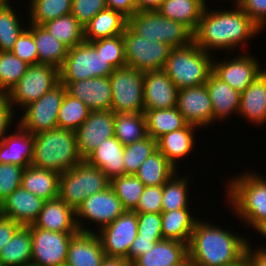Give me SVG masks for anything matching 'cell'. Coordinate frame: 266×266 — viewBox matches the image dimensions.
<instances>
[{
	"label": "cell",
	"instance_id": "cell-1",
	"mask_svg": "<svg viewBox=\"0 0 266 266\" xmlns=\"http://www.w3.org/2000/svg\"><path fill=\"white\" fill-rule=\"evenodd\" d=\"M234 9L209 10L206 5L196 31L193 42L205 52L234 51L262 33L249 16L234 1ZM235 48V49H234Z\"/></svg>",
	"mask_w": 266,
	"mask_h": 266
},
{
	"label": "cell",
	"instance_id": "cell-2",
	"mask_svg": "<svg viewBox=\"0 0 266 266\" xmlns=\"http://www.w3.org/2000/svg\"><path fill=\"white\" fill-rule=\"evenodd\" d=\"M233 232L198 218L188 244L193 266H226L244 256L250 240Z\"/></svg>",
	"mask_w": 266,
	"mask_h": 266
},
{
	"label": "cell",
	"instance_id": "cell-3",
	"mask_svg": "<svg viewBox=\"0 0 266 266\" xmlns=\"http://www.w3.org/2000/svg\"><path fill=\"white\" fill-rule=\"evenodd\" d=\"M247 172L227 179L226 199L235 217L254 230L266 220V178L254 171Z\"/></svg>",
	"mask_w": 266,
	"mask_h": 266
},
{
	"label": "cell",
	"instance_id": "cell-4",
	"mask_svg": "<svg viewBox=\"0 0 266 266\" xmlns=\"http://www.w3.org/2000/svg\"><path fill=\"white\" fill-rule=\"evenodd\" d=\"M82 161L74 131L55 128L34 134L32 166L61 175Z\"/></svg>",
	"mask_w": 266,
	"mask_h": 266
},
{
	"label": "cell",
	"instance_id": "cell-5",
	"mask_svg": "<svg viewBox=\"0 0 266 266\" xmlns=\"http://www.w3.org/2000/svg\"><path fill=\"white\" fill-rule=\"evenodd\" d=\"M213 55L194 42L172 48L163 70L178 89L200 86L213 72Z\"/></svg>",
	"mask_w": 266,
	"mask_h": 266
},
{
	"label": "cell",
	"instance_id": "cell-6",
	"mask_svg": "<svg viewBox=\"0 0 266 266\" xmlns=\"http://www.w3.org/2000/svg\"><path fill=\"white\" fill-rule=\"evenodd\" d=\"M127 26L138 36L168 44L172 48L193 43V32L184 24L162 16L158 11H139L127 19Z\"/></svg>",
	"mask_w": 266,
	"mask_h": 266
},
{
	"label": "cell",
	"instance_id": "cell-7",
	"mask_svg": "<svg viewBox=\"0 0 266 266\" xmlns=\"http://www.w3.org/2000/svg\"><path fill=\"white\" fill-rule=\"evenodd\" d=\"M110 186V179L98 167L83 160L60 175L58 197L75 211L82 202Z\"/></svg>",
	"mask_w": 266,
	"mask_h": 266
},
{
	"label": "cell",
	"instance_id": "cell-8",
	"mask_svg": "<svg viewBox=\"0 0 266 266\" xmlns=\"http://www.w3.org/2000/svg\"><path fill=\"white\" fill-rule=\"evenodd\" d=\"M115 69L89 42L68 49L63 66L59 69L60 82L86 80L109 76Z\"/></svg>",
	"mask_w": 266,
	"mask_h": 266
},
{
	"label": "cell",
	"instance_id": "cell-9",
	"mask_svg": "<svg viewBox=\"0 0 266 266\" xmlns=\"http://www.w3.org/2000/svg\"><path fill=\"white\" fill-rule=\"evenodd\" d=\"M109 79L114 113L144 112V72L125 66L115 69Z\"/></svg>",
	"mask_w": 266,
	"mask_h": 266
},
{
	"label": "cell",
	"instance_id": "cell-10",
	"mask_svg": "<svg viewBox=\"0 0 266 266\" xmlns=\"http://www.w3.org/2000/svg\"><path fill=\"white\" fill-rule=\"evenodd\" d=\"M60 82L59 69L49 64L29 65L19 82L7 93L13 109L37 101Z\"/></svg>",
	"mask_w": 266,
	"mask_h": 266
},
{
	"label": "cell",
	"instance_id": "cell-11",
	"mask_svg": "<svg viewBox=\"0 0 266 266\" xmlns=\"http://www.w3.org/2000/svg\"><path fill=\"white\" fill-rule=\"evenodd\" d=\"M126 66L142 72L163 70L172 47L135 34L128 26L122 34Z\"/></svg>",
	"mask_w": 266,
	"mask_h": 266
},
{
	"label": "cell",
	"instance_id": "cell-12",
	"mask_svg": "<svg viewBox=\"0 0 266 266\" xmlns=\"http://www.w3.org/2000/svg\"><path fill=\"white\" fill-rule=\"evenodd\" d=\"M66 93V87L59 82L37 101L23 108L18 124L31 134L58 128V112Z\"/></svg>",
	"mask_w": 266,
	"mask_h": 266
},
{
	"label": "cell",
	"instance_id": "cell-13",
	"mask_svg": "<svg viewBox=\"0 0 266 266\" xmlns=\"http://www.w3.org/2000/svg\"><path fill=\"white\" fill-rule=\"evenodd\" d=\"M125 211L120 199L109 186L106 190L87 197L75 211L78 229L80 232H96V230L111 224ZM88 220L92 225L94 222L97 224L96 230L87 227L90 224ZM85 221H87V225L84 223Z\"/></svg>",
	"mask_w": 266,
	"mask_h": 266
},
{
	"label": "cell",
	"instance_id": "cell-14",
	"mask_svg": "<svg viewBox=\"0 0 266 266\" xmlns=\"http://www.w3.org/2000/svg\"><path fill=\"white\" fill-rule=\"evenodd\" d=\"M78 232H54L31 225V263L36 266H64L68 246Z\"/></svg>",
	"mask_w": 266,
	"mask_h": 266
},
{
	"label": "cell",
	"instance_id": "cell-15",
	"mask_svg": "<svg viewBox=\"0 0 266 266\" xmlns=\"http://www.w3.org/2000/svg\"><path fill=\"white\" fill-rule=\"evenodd\" d=\"M96 233L102 243L105 257L127 258L131 245L138 236L137 213L125 211Z\"/></svg>",
	"mask_w": 266,
	"mask_h": 266
},
{
	"label": "cell",
	"instance_id": "cell-16",
	"mask_svg": "<svg viewBox=\"0 0 266 266\" xmlns=\"http://www.w3.org/2000/svg\"><path fill=\"white\" fill-rule=\"evenodd\" d=\"M213 58V73L233 89L242 93L265 70L261 69L258 58L249 52L234 55L232 59L220 60Z\"/></svg>",
	"mask_w": 266,
	"mask_h": 266
},
{
	"label": "cell",
	"instance_id": "cell-17",
	"mask_svg": "<svg viewBox=\"0 0 266 266\" xmlns=\"http://www.w3.org/2000/svg\"><path fill=\"white\" fill-rule=\"evenodd\" d=\"M115 113L112 110L90 111L75 131L78 151L85 160L104 140L114 136Z\"/></svg>",
	"mask_w": 266,
	"mask_h": 266
},
{
	"label": "cell",
	"instance_id": "cell-18",
	"mask_svg": "<svg viewBox=\"0 0 266 266\" xmlns=\"http://www.w3.org/2000/svg\"><path fill=\"white\" fill-rule=\"evenodd\" d=\"M176 108L188 124L199 128L213 124V109L205 84L179 89Z\"/></svg>",
	"mask_w": 266,
	"mask_h": 266
},
{
	"label": "cell",
	"instance_id": "cell-19",
	"mask_svg": "<svg viewBox=\"0 0 266 266\" xmlns=\"http://www.w3.org/2000/svg\"><path fill=\"white\" fill-rule=\"evenodd\" d=\"M44 202L42 198L20 186L0 203V215L21 226H30L38 219Z\"/></svg>",
	"mask_w": 266,
	"mask_h": 266
},
{
	"label": "cell",
	"instance_id": "cell-20",
	"mask_svg": "<svg viewBox=\"0 0 266 266\" xmlns=\"http://www.w3.org/2000/svg\"><path fill=\"white\" fill-rule=\"evenodd\" d=\"M65 87L69 95L84 102L90 111L111 110L112 86L109 76L69 82Z\"/></svg>",
	"mask_w": 266,
	"mask_h": 266
},
{
	"label": "cell",
	"instance_id": "cell-21",
	"mask_svg": "<svg viewBox=\"0 0 266 266\" xmlns=\"http://www.w3.org/2000/svg\"><path fill=\"white\" fill-rule=\"evenodd\" d=\"M178 90L164 70L144 72V110L175 107Z\"/></svg>",
	"mask_w": 266,
	"mask_h": 266
},
{
	"label": "cell",
	"instance_id": "cell-22",
	"mask_svg": "<svg viewBox=\"0 0 266 266\" xmlns=\"http://www.w3.org/2000/svg\"><path fill=\"white\" fill-rule=\"evenodd\" d=\"M13 133L7 134L0 142V163L28 167L32 164L34 135L18 123Z\"/></svg>",
	"mask_w": 266,
	"mask_h": 266
},
{
	"label": "cell",
	"instance_id": "cell-23",
	"mask_svg": "<svg viewBox=\"0 0 266 266\" xmlns=\"http://www.w3.org/2000/svg\"><path fill=\"white\" fill-rule=\"evenodd\" d=\"M105 254L96 232L76 233L68 246L66 266H100Z\"/></svg>",
	"mask_w": 266,
	"mask_h": 266
},
{
	"label": "cell",
	"instance_id": "cell-24",
	"mask_svg": "<svg viewBox=\"0 0 266 266\" xmlns=\"http://www.w3.org/2000/svg\"><path fill=\"white\" fill-rule=\"evenodd\" d=\"M34 225L54 232H79L75 210L59 197L44 202Z\"/></svg>",
	"mask_w": 266,
	"mask_h": 266
},
{
	"label": "cell",
	"instance_id": "cell-25",
	"mask_svg": "<svg viewBox=\"0 0 266 266\" xmlns=\"http://www.w3.org/2000/svg\"><path fill=\"white\" fill-rule=\"evenodd\" d=\"M213 109V123L224 121L233 113L238 114L241 93L223 82L213 72L205 83ZM227 117V118H226Z\"/></svg>",
	"mask_w": 266,
	"mask_h": 266
},
{
	"label": "cell",
	"instance_id": "cell-26",
	"mask_svg": "<svg viewBox=\"0 0 266 266\" xmlns=\"http://www.w3.org/2000/svg\"><path fill=\"white\" fill-rule=\"evenodd\" d=\"M238 114L255 125L266 124V68L241 93Z\"/></svg>",
	"mask_w": 266,
	"mask_h": 266
},
{
	"label": "cell",
	"instance_id": "cell-27",
	"mask_svg": "<svg viewBox=\"0 0 266 266\" xmlns=\"http://www.w3.org/2000/svg\"><path fill=\"white\" fill-rule=\"evenodd\" d=\"M196 128L199 127L187 124L184 128L166 133L157 139V149L168 159V161L178 170L179 160L189 156L195 148Z\"/></svg>",
	"mask_w": 266,
	"mask_h": 266
},
{
	"label": "cell",
	"instance_id": "cell-28",
	"mask_svg": "<svg viewBox=\"0 0 266 266\" xmlns=\"http://www.w3.org/2000/svg\"><path fill=\"white\" fill-rule=\"evenodd\" d=\"M123 153V144L113 136L96 147L85 161L98 167L111 180L124 175Z\"/></svg>",
	"mask_w": 266,
	"mask_h": 266
},
{
	"label": "cell",
	"instance_id": "cell-29",
	"mask_svg": "<svg viewBox=\"0 0 266 266\" xmlns=\"http://www.w3.org/2000/svg\"><path fill=\"white\" fill-rule=\"evenodd\" d=\"M188 256V244L163 239L132 262V266H174Z\"/></svg>",
	"mask_w": 266,
	"mask_h": 266
},
{
	"label": "cell",
	"instance_id": "cell-30",
	"mask_svg": "<svg viewBox=\"0 0 266 266\" xmlns=\"http://www.w3.org/2000/svg\"><path fill=\"white\" fill-rule=\"evenodd\" d=\"M126 26V17L120 12L106 7L84 27V40L85 42H92L122 35Z\"/></svg>",
	"mask_w": 266,
	"mask_h": 266
},
{
	"label": "cell",
	"instance_id": "cell-31",
	"mask_svg": "<svg viewBox=\"0 0 266 266\" xmlns=\"http://www.w3.org/2000/svg\"><path fill=\"white\" fill-rule=\"evenodd\" d=\"M60 174L34 166L24 168L21 186L44 201L58 198Z\"/></svg>",
	"mask_w": 266,
	"mask_h": 266
},
{
	"label": "cell",
	"instance_id": "cell-32",
	"mask_svg": "<svg viewBox=\"0 0 266 266\" xmlns=\"http://www.w3.org/2000/svg\"><path fill=\"white\" fill-rule=\"evenodd\" d=\"M38 52L39 63L60 69L67 56L68 48L56 39L43 25L28 23Z\"/></svg>",
	"mask_w": 266,
	"mask_h": 266
},
{
	"label": "cell",
	"instance_id": "cell-33",
	"mask_svg": "<svg viewBox=\"0 0 266 266\" xmlns=\"http://www.w3.org/2000/svg\"><path fill=\"white\" fill-rule=\"evenodd\" d=\"M206 0H162L157 10L165 18L175 20L196 31Z\"/></svg>",
	"mask_w": 266,
	"mask_h": 266
},
{
	"label": "cell",
	"instance_id": "cell-34",
	"mask_svg": "<svg viewBox=\"0 0 266 266\" xmlns=\"http://www.w3.org/2000/svg\"><path fill=\"white\" fill-rule=\"evenodd\" d=\"M191 208L161 212L163 239L177 240L189 244L194 224L199 217L193 215Z\"/></svg>",
	"mask_w": 266,
	"mask_h": 266
},
{
	"label": "cell",
	"instance_id": "cell-35",
	"mask_svg": "<svg viewBox=\"0 0 266 266\" xmlns=\"http://www.w3.org/2000/svg\"><path fill=\"white\" fill-rule=\"evenodd\" d=\"M32 236L31 225L21 226L0 253L4 266H22L31 263Z\"/></svg>",
	"mask_w": 266,
	"mask_h": 266
},
{
	"label": "cell",
	"instance_id": "cell-36",
	"mask_svg": "<svg viewBox=\"0 0 266 266\" xmlns=\"http://www.w3.org/2000/svg\"><path fill=\"white\" fill-rule=\"evenodd\" d=\"M177 169L157 149L139 167L135 175L145 186H163Z\"/></svg>",
	"mask_w": 266,
	"mask_h": 266
},
{
	"label": "cell",
	"instance_id": "cell-37",
	"mask_svg": "<svg viewBox=\"0 0 266 266\" xmlns=\"http://www.w3.org/2000/svg\"><path fill=\"white\" fill-rule=\"evenodd\" d=\"M148 136L157 140L162 135L180 130L188 123L175 107L169 109L144 110Z\"/></svg>",
	"mask_w": 266,
	"mask_h": 266
},
{
	"label": "cell",
	"instance_id": "cell-38",
	"mask_svg": "<svg viewBox=\"0 0 266 266\" xmlns=\"http://www.w3.org/2000/svg\"><path fill=\"white\" fill-rule=\"evenodd\" d=\"M114 136L123 146L130 145L148 137L144 112L115 113Z\"/></svg>",
	"mask_w": 266,
	"mask_h": 266
},
{
	"label": "cell",
	"instance_id": "cell-39",
	"mask_svg": "<svg viewBox=\"0 0 266 266\" xmlns=\"http://www.w3.org/2000/svg\"><path fill=\"white\" fill-rule=\"evenodd\" d=\"M43 26L68 49L84 42V27L71 14L50 20Z\"/></svg>",
	"mask_w": 266,
	"mask_h": 266
},
{
	"label": "cell",
	"instance_id": "cell-40",
	"mask_svg": "<svg viewBox=\"0 0 266 266\" xmlns=\"http://www.w3.org/2000/svg\"><path fill=\"white\" fill-rule=\"evenodd\" d=\"M178 174L175 172L163 185L161 212L189 208V177L186 174H183V177Z\"/></svg>",
	"mask_w": 266,
	"mask_h": 266
},
{
	"label": "cell",
	"instance_id": "cell-41",
	"mask_svg": "<svg viewBox=\"0 0 266 266\" xmlns=\"http://www.w3.org/2000/svg\"><path fill=\"white\" fill-rule=\"evenodd\" d=\"M28 22L43 25L46 22L71 13L72 0H29Z\"/></svg>",
	"mask_w": 266,
	"mask_h": 266
},
{
	"label": "cell",
	"instance_id": "cell-42",
	"mask_svg": "<svg viewBox=\"0 0 266 266\" xmlns=\"http://www.w3.org/2000/svg\"><path fill=\"white\" fill-rule=\"evenodd\" d=\"M110 187L126 211H134L145 185L133 174H124L110 180Z\"/></svg>",
	"mask_w": 266,
	"mask_h": 266
},
{
	"label": "cell",
	"instance_id": "cell-43",
	"mask_svg": "<svg viewBox=\"0 0 266 266\" xmlns=\"http://www.w3.org/2000/svg\"><path fill=\"white\" fill-rule=\"evenodd\" d=\"M12 4L0 5V52L11 51L20 34L26 29ZM22 24V25H21Z\"/></svg>",
	"mask_w": 266,
	"mask_h": 266
},
{
	"label": "cell",
	"instance_id": "cell-44",
	"mask_svg": "<svg viewBox=\"0 0 266 266\" xmlns=\"http://www.w3.org/2000/svg\"><path fill=\"white\" fill-rule=\"evenodd\" d=\"M89 113L90 110L84 102L66 92L58 112V128L75 132L88 118Z\"/></svg>",
	"mask_w": 266,
	"mask_h": 266
},
{
	"label": "cell",
	"instance_id": "cell-45",
	"mask_svg": "<svg viewBox=\"0 0 266 266\" xmlns=\"http://www.w3.org/2000/svg\"><path fill=\"white\" fill-rule=\"evenodd\" d=\"M28 66L11 51L0 52V92L7 94L26 73Z\"/></svg>",
	"mask_w": 266,
	"mask_h": 266
},
{
	"label": "cell",
	"instance_id": "cell-46",
	"mask_svg": "<svg viewBox=\"0 0 266 266\" xmlns=\"http://www.w3.org/2000/svg\"><path fill=\"white\" fill-rule=\"evenodd\" d=\"M156 150L157 140L151 136L124 146V174L135 175L142 163Z\"/></svg>",
	"mask_w": 266,
	"mask_h": 266
},
{
	"label": "cell",
	"instance_id": "cell-47",
	"mask_svg": "<svg viewBox=\"0 0 266 266\" xmlns=\"http://www.w3.org/2000/svg\"><path fill=\"white\" fill-rule=\"evenodd\" d=\"M114 69L125 67V49L122 35L89 42Z\"/></svg>",
	"mask_w": 266,
	"mask_h": 266
},
{
	"label": "cell",
	"instance_id": "cell-48",
	"mask_svg": "<svg viewBox=\"0 0 266 266\" xmlns=\"http://www.w3.org/2000/svg\"><path fill=\"white\" fill-rule=\"evenodd\" d=\"M24 167L0 163V203L21 186Z\"/></svg>",
	"mask_w": 266,
	"mask_h": 266
},
{
	"label": "cell",
	"instance_id": "cell-49",
	"mask_svg": "<svg viewBox=\"0 0 266 266\" xmlns=\"http://www.w3.org/2000/svg\"><path fill=\"white\" fill-rule=\"evenodd\" d=\"M11 52L27 64H38L39 57L32 32L26 29L20 34Z\"/></svg>",
	"mask_w": 266,
	"mask_h": 266
},
{
	"label": "cell",
	"instance_id": "cell-50",
	"mask_svg": "<svg viewBox=\"0 0 266 266\" xmlns=\"http://www.w3.org/2000/svg\"><path fill=\"white\" fill-rule=\"evenodd\" d=\"M105 8V0H72L71 14L85 27L97 13Z\"/></svg>",
	"mask_w": 266,
	"mask_h": 266
},
{
	"label": "cell",
	"instance_id": "cell-51",
	"mask_svg": "<svg viewBox=\"0 0 266 266\" xmlns=\"http://www.w3.org/2000/svg\"><path fill=\"white\" fill-rule=\"evenodd\" d=\"M163 186H145L136 213H161Z\"/></svg>",
	"mask_w": 266,
	"mask_h": 266
},
{
	"label": "cell",
	"instance_id": "cell-52",
	"mask_svg": "<svg viewBox=\"0 0 266 266\" xmlns=\"http://www.w3.org/2000/svg\"><path fill=\"white\" fill-rule=\"evenodd\" d=\"M138 236L146 239H163L161 213H137Z\"/></svg>",
	"mask_w": 266,
	"mask_h": 266
},
{
	"label": "cell",
	"instance_id": "cell-53",
	"mask_svg": "<svg viewBox=\"0 0 266 266\" xmlns=\"http://www.w3.org/2000/svg\"><path fill=\"white\" fill-rule=\"evenodd\" d=\"M235 2L263 31L266 27V0H235Z\"/></svg>",
	"mask_w": 266,
	"mask_h": 266
},
{
	"label": "cell",
	"instance_id": "cell-54",
	"mask_svg": "<svg viewBox=\"0 0 266 266\" xmlns=\"http://www.w3.org/2000/svg\"><path fill=\"white\" fill-rule=\"evenodd\" d=\"M11 106L8 94L0 92V142L8 134L10 127L13 126V118L16 115Z\"/></svg>",
	"mask_w": 266,
	"mask_h": 266
},
{
	"label": "cell",
	"instance_id": "cell-55",
	"mask_svg": "<svg viewBox=\"0 0 266 266\" xmlns=\"http://www.w3.org/2000/svg\"><path fill=\"white\" fill-rule=\"evenodd\" d=\"M161 240L163 239H146L141 238V236H137L131 245L128 257L126 259L132 263L136 258L147 253L156 242Z\"/></svg>",
	"mask_w": 266,
	"mask_h": 266
},
{
	"label": "cell",
	"instance_id": "cell-56",
	"mask_svg": "<svg viewBox=\"0 0 266 266\" xmlns=\"http://www.w3.org/2000/svg\"><path fill=\"white\" fill-rule=\"evenodd\" d=\"M20 227L14 220L0 215V253Z\"/></svg>",
	"mask_w": 266,
	"mask_h": 266
},
{
	"label": "cell",
	"instance_id": "cell-57",
	"mask_svg": "<svg viewBox=\"0 0 266 266\" xmlns=\"http://www.w3.org/2000/svg\"><path fill=\"white\" fill-rule=\"evenodd\" d=\"M107 8L120 12L127 19L137 12L134 0H105Z\"/></svg>",
	"mask_w": 266,
	"mask_h": 266
},
{
	"label": "cell",
	"instance_id": "cell-58",
	"mask_svg": "<svg viewBox=\"0 0 266 266\" xmlns=\"http://www.w3.org/2000/svg\"><path fill=\"white\" fill-rule=\"evenodd\" d=\"M252 248L251 243H249L245 252L248 266H266V250H253Z\"/></svg>",
	"mask_w": 266,
	"mask_h": 266
},
{
	"label": "cell",
	"instance_id": "cell-59",
	"mask_svg": "<svg viewBox=\"0 0 266 266\" xmlns=\"http://www.w3.org/2000/svg\"><path fill=\"white\" fill-rule=\"evenodd\" d=\"M162 0H134L136 10L139 11H157Z\"/></svg>",
	"mask_w": 266,
	"mask_h": 266
},
{
	"label": "cell",
	"instance_id": "cell-60",
	"mask_svg": "<svg viewBox=\"0 0 266 266\" xmlns=\"http://www.w3.org/2000/svg\"><path fill=\"white\" fill-rule=\"evenodd\" d=\"M100 266H132L126 258L105 257Z\"/></svg>",
	"mask_w": 266,
	"mask_h": 266
},
{
	"label": "cell",
	"instance_id": "cell-61",
	"mask_svg": "<svg viewBox=\"0 0 266 266\" xmlns=\"http://www.w3.org/2000/svg\"><path fill=\"white\" fill-rule=\"evenodd\" d=\"M254 230L257 231V233H259L261 236L266 238V220L262 221ZM265 247L266 246H261V248L259 247L258 249L266 250Z\"/></svg>",
	"mask_w": 266,
	"mask_h": 266
},
{
	"label": "cell",
	"instance_id": "cell-62",
	"mask_svg": "<svg viewBox=\"0 0 266 266\" xmlns=\"http://www.w3.org/2000/svg\"><path fill=\"white\" fill-rule=\"evenodd\" d=\"M226 266H248L247 256L244 255L237 261H235L232 264L226 265Z\"/></svg>",
	"mask_w": 266,
	"mask_h": 266
},
{
	"label": "cell",
	"instance_id": "cell-63",
	"mask_svg": "<svg viewBox=\"0 0 266 266\" xmlns=\"http://www.w3.org/2000/svg\"><path fill=\"white\" fill-rule=\"evenodd\" d=\"M174 266H193L190 258L187 256L181 263Z\"/></svg>",
	"mask_w": 266,
	"mask_h": 266
},
{
	"label": "cell",
	"instance_id": "cell-64",
	"mask_svg": "<svg viewBox=\"0 0 266 266\" xmlns=\"http://www.w3.org/2000/svg\"><path fill=\"white\" fill-rule=\"evenodd\" d=\"M10 0H0V5H10Z\"/></svg>",
	"mask_w": 266,
	"mask_h": 266
},
{
	"label": "cell",
	"instance_id": "cell-65",
	"mask_svg": "<svg viewBox=\"0 0 266 266\" xmlns=\"http://www.w3.org/2000/svg\"><path fill=\"white\" fill-rule=\"evenodd\" d=\"M22 266H36V265L33 264V263H29V264H25V265H22Z\"/></svg>",
	"mask_w": 266,
	"mask_h": 266
}]
</instances>
